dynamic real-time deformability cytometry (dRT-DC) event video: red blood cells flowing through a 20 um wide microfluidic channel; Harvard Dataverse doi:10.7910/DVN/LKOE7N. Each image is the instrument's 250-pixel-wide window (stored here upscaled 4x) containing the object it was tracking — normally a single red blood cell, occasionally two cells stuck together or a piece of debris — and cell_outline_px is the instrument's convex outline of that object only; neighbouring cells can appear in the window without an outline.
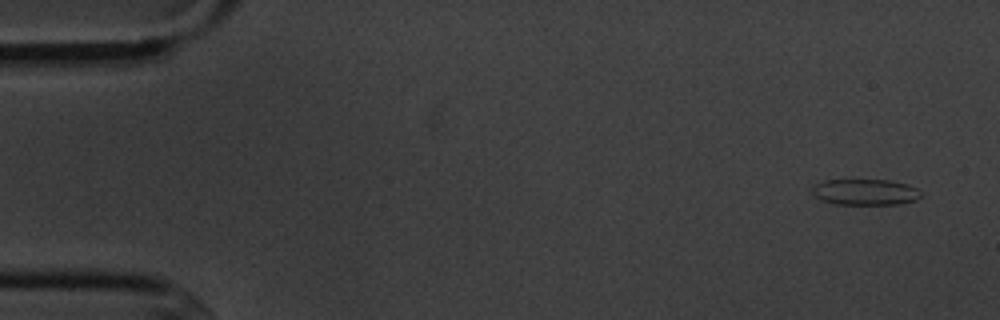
{"species": "common noctule bat (a hibernating species)", "species_latin": "Nyctalus noctula", "temperature_condition": "cold", "stored_images_in_passage": 5, "camera_frame_rate_fps": 3000, "um_per_image_px": 0.085, "animal": {"sex": "male", "body_mass_g": 20.1, "forearm_length_mm": 53.5}, "frame": {"image": 1, "passage_image": 1, "time_ms": 0.0, "image_size_px": [1000, 320], "cell_outline_px": [[920, 196], [916, 200], [896, 204], [832, 204], [820, 200], [812, 192], [812, 188], [816, 184], [824, 180], [892, 180], [908, 184], [916, 188], [920, 192]], "centroid_in_image_um": [73.53, 16.32], "position_along_channel_um": 11.5, "area_um2": 16.47}}
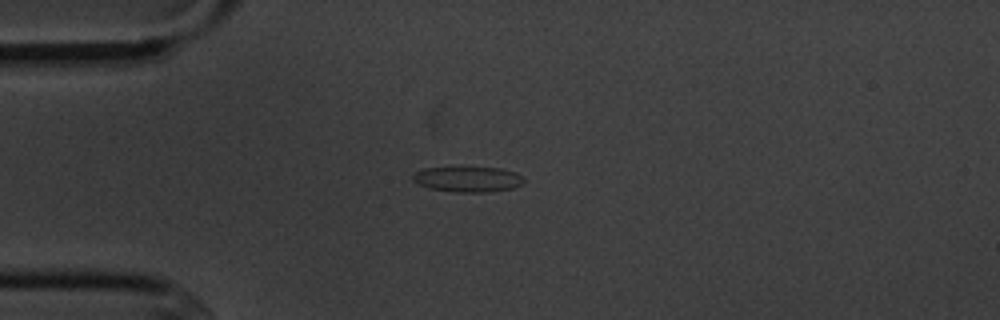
{"frame": {"image": 2, "passage_image": 4, "time_ms": 3.667, "image_size_px": [1000, 320], "cell_outline_px": [[524, 180], [520, 184], [512, 188], [484, 192], [456, 192], [428, 188], [412, 180], [412, 176], [416, 172], [424, 168], [500, 168], [516, 172]], "centroid_in_image_um": [39.74, 15.24], "position_along_channel_um": 45.3, "area_um2": 16.07}}
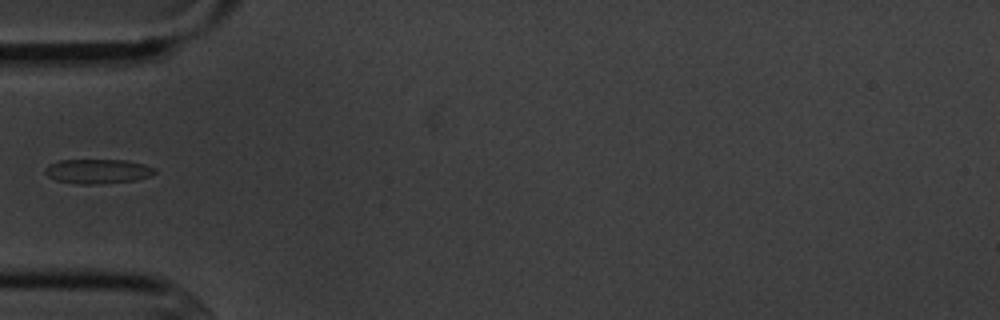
{"frame": {"image": 3, "passage_image": 5, "time_ms": 5.0, "image_size_px": [1000, 320], "cell_outline_px": [[156, 172], [152, 176], [136, 180], [100, 184], [80, 184], [56, 180], [48, 176], [44, 172], [44, 168], [48, 164], [60, 160], [128, 160], [144, 164], [156, 168]], "centroid_in_image_um": [8.33, 14.56], "position_along_channel_um": 76.7, "area_um2": 15.84}}